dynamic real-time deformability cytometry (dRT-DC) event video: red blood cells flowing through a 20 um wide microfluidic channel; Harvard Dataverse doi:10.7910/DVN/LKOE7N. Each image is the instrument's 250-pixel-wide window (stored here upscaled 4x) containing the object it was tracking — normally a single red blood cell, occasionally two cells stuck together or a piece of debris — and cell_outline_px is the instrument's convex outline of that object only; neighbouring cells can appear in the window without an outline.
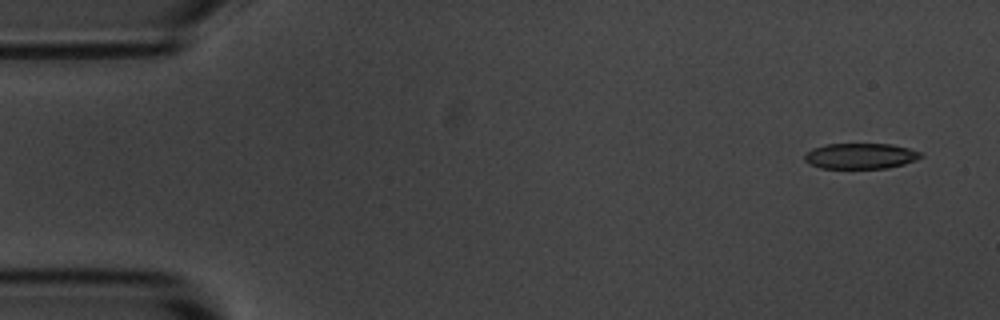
{"species": "common noctule bat (a hibernating species)", "species_latin": "Nyctalus noctula", "temperature_condition": "room temperature", "stored_images_in_passage": 5, "segment_of_instrument_passage": [2, 2], "camera_frame_rate_fps": 3000, "um_per_image_px": 0.085, "animal": {"sex": "male", "body_mass_g": 20.1, "forearm_length_mm": 53.5}, "frame": {"image": 1, "passage_image": 5, "time_ms": 4.667, "image_size_px": [1000, 320], "cell_outline_px": [[924, 156], [916, 160], [904, 164], [888, 168], [820, 168], [804, 160], [804, 156], [812, 148], [824, 144], [892, 144], [908, 148], [920, 152]], "centroid_in_image_um": [73.16, 13.26], "position_along_channel_um": 11.8, "area_um2": 17.34}}